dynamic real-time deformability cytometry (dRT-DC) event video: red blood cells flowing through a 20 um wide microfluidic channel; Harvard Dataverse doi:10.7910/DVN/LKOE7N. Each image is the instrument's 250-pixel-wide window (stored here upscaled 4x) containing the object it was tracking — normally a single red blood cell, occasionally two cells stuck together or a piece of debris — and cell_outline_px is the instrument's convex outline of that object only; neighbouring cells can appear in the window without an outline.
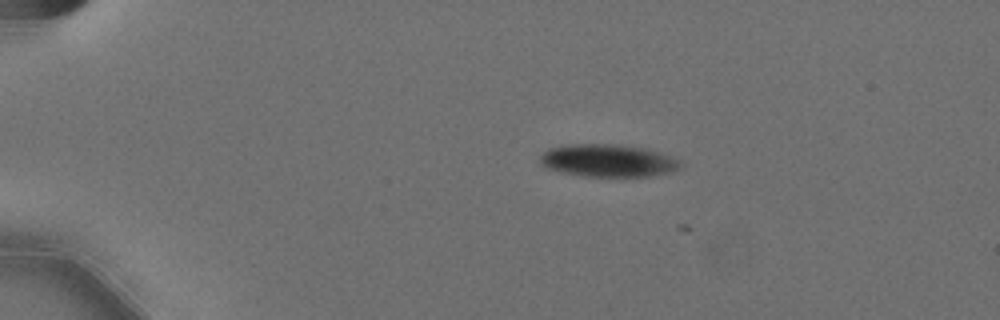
{"species": "Egyptian fruit bat (a non-hibernating species)", "species_latin": "Rousettus aegyptiacus", "temperature_condition": "cold", "stored_images_in_passage": 2, "camera_frame_rate_fps": 3000, "um_per_image_px": 0.085, "animal": {"sex": "female"}, "frame": {"image": 1, "passage_image": 1, "time_ms": 0.0, "image_size_px": [1000, 320], "cell_outline_px": [[680, 168], [668, 172], [648, 176], [584, 176], [560, 172], [548, 168], [540, 164], [540, 156], [548, 148], [564, 144], [616, 144], [648, 148], [672, 156], [680, 160]], "centroid_in_image_um": [51.66, 13.63], "position_along_channel_um": 33.3, "area_um2": 26.76}}